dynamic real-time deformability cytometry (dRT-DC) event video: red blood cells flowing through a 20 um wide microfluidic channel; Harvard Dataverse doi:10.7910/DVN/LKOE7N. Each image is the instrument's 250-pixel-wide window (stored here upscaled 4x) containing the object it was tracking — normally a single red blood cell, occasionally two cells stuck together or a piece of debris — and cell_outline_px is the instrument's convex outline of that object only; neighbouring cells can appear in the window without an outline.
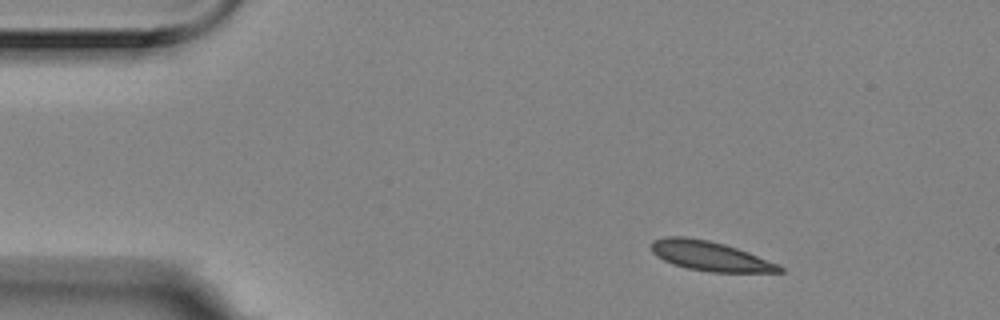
{"species": "Egyptian fruit bat (a non-hibernating species)", "species_latin": "Rousettus aegyptiacus", "temperature_condition": "room temperature", "stored_images_in_passage": 3, "camera_frame_rate_fps": 3000, "um_per_image_px": 0.085, "animal": {"sex": "female"}, "frame": {"image": 1, "passage_image": 1, "time_ms": 0.0, "image_size_px": [1000, 320], "cell_outline_px": [[784, 272], [712, 272], [688, 268], [672, 264], [656, 256], [652, 252], [652, 240], [664, 236], [684, 236], [708, 240], [724, 244], [748, 252], [780, 264], [784, 268]], "centroid_in_image_um": [60.36, 21.76], "position_along_channel_um": 24.6, "area_um2": 22.14}}